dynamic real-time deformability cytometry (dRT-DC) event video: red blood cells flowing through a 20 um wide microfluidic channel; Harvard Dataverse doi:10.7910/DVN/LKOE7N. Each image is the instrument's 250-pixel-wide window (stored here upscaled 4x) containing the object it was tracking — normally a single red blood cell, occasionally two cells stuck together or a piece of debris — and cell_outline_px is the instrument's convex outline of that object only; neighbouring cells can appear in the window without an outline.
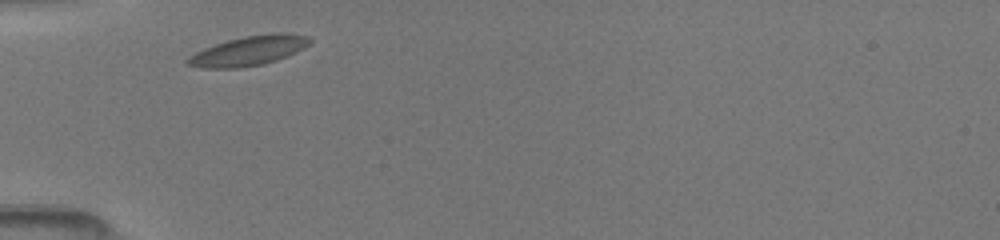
{"species": "common noctule bat (a hibernating species)", "species_latin": "Nyctalus noctula", "temperature_condition": "room temperature", "stored_images_in_passage": 3, "camera_frame_rate_fps": 3000, "um_per_image_px": 0.085, "animal": {"sex": "female", "body_mass_g": 19.5, "forearm_length_mm": 54.1}, "frame": {"image": 1, "passage_image": 1, "time_ms": 0.0, "image_size_px": [1000, 240], "cell_outline_px": [[312, 40], [304, 48], [288, 56], [264, 64], [240, 68], [200, 68], [188, 64], [184, 60], [188, 56], [204, 48], [228, 40], [244, 36], [276, 32], [284, 32], [308, 36]], "centroid_in_image_um": [21.15, 4.32], "position_along_channel_um": 63.9, "area_um2": 21.15}}
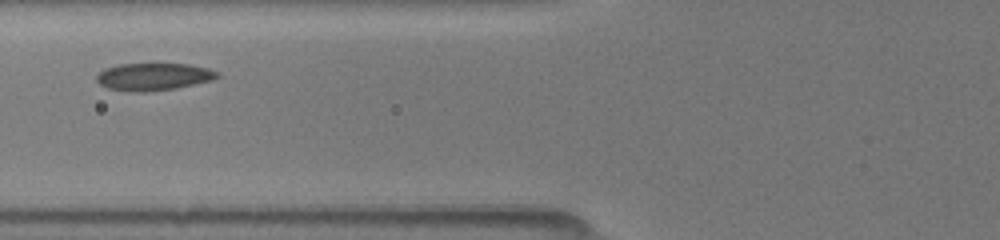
{"frame": {"image": 2, "passage_image": 3, "time_ms": 1.333, "image_size_px": [1000, 240], "cell_outline_px": [[220, 76], [212, 80], [176, 88], [144, 92], [136, 92], [108, 88], [100, 84], [96, 80], [96, 76], [104, 68], [120, 64], [188, 64], [208, 68], [220, 72]], "centroid_in_image_um": [13.06, 6.51], "position_along_channel_um": 112.7, "area_um2": 19.19}}